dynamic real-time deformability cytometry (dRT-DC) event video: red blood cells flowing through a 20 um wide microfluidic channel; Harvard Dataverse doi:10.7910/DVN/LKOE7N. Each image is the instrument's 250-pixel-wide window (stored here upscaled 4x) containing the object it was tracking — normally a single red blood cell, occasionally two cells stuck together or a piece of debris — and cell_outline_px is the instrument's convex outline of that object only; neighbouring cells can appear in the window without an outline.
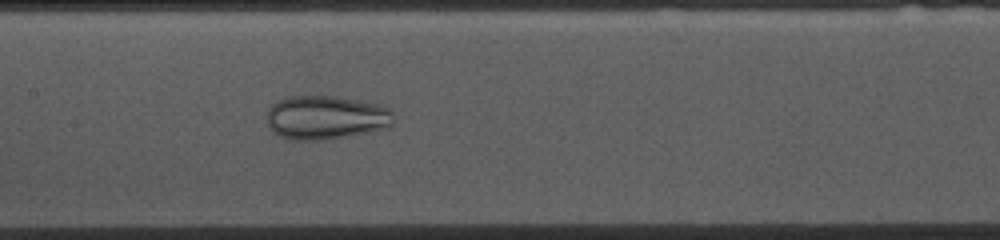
{"species": "common noctule bat (a hibernating species)", "species_latin": "Nyctalus noctula", "temperature_condition": "cold", "stored_images_in_passage": 53, "camera_frame_rate_fps": 3000, "um_per_image_px": 0.085, "animal": {"sex": "female", "body_mass_g": 10.0, "forearm_length_mm": 53.1}, "frame": {"image": 1, "passage_image": 24, "time_ms": 7.667, "image_size_px": [1000, 240], "cell_outline_px": [[392, 124], [368, 132], [320, 140], [292, 140], [280, 136], [272, 132], [268, 124], [268, 108], [272, 104], [288, 96], [336, 96], [380, 104], [388, 108], [392, 112]], "centroid_in_image_um": [27.66, 9.97], "position_along_channel_um": 179.7, "area_um2": 32.08}}
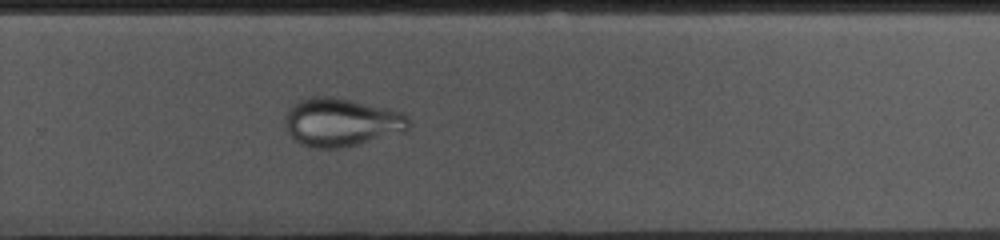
{"frame": {"image": 2, "passage_image": 34, "time_ms": 11.0, "image_size_px": [1000, 240], "cell_outline_px": [[408, 128], [404, 132], [356, 144], [336, 148], [316, 148], [300, 144], [288, 132], [284, 120], [284, 116], [288, 108], [300, 100], [312, 96], [332, 96], [388, 108], [404, 112], [408, 116]], "centroid_in_image_um": [28.99, 10.37], "position_along_channel_um": 300.8, "area_um2": 34.68}}
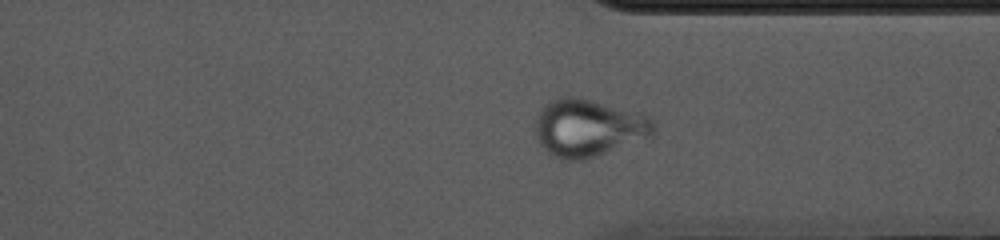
{"frame": {"image": 3, "passage_image": 39, "time_ms": 12.667, "image_size_px": [1000, 240], "cell_outline_px": [[656, 128], [652, 136], [596, 156], [580, 160], [560, 160], [548, 152], [540, 144], [536, 136], [532, 124], [540, 108], [548, 100], [564, 96], [572, 96], [592, 100], [636, 112], [648, 116], [652, 120]], "centroid_in_image_um": [49.94, 10.86], "position_along_channel_um": 361.5, "area_um2": 39.82}}